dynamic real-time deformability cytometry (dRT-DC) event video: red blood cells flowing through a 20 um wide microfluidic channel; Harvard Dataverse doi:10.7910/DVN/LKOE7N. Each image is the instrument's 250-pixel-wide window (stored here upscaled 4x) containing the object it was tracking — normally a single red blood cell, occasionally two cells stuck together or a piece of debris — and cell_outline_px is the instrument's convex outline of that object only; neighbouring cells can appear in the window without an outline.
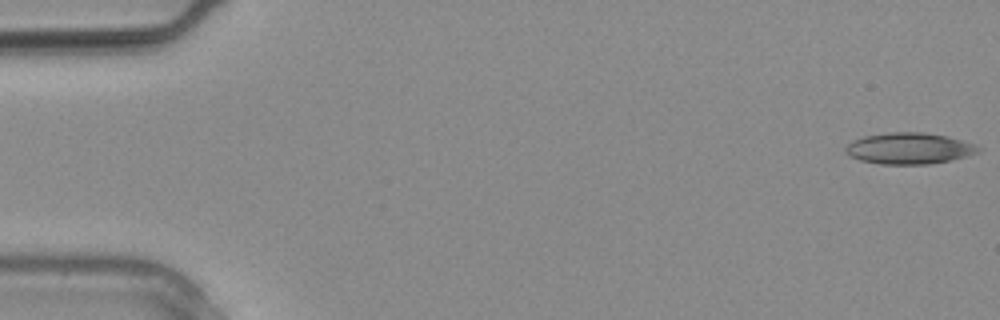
{"species": "common noctule bat (a hibernating species)", "species_latin": "Nyctalus noctula", "temperature_condition": "warm", "stored_images_in_passage": 12, "camera_frame_rate_fps": 3000, "um_per_image_px": 0.085, "animal": {"sex": "male", "body_mass_g": 20.4}, "frame": {"image": 1, "passage_image": 1, "time_ms": 0.0, "image_size_px": [1000, 320], "cell_outline_px": [[980, 148], [976, 152], [968, 156], [928, 164], [880, 164], [860, 160], [848, 156], [844, 152], [844, 148], [852, 140], [864, 136], [888, 132], [924, 132], [948, 136], [976, 144]], "centroid_in_image_um": [77.23, 12.6], "position_along_channel_um": 7.8, "area_um2": 24.28}}
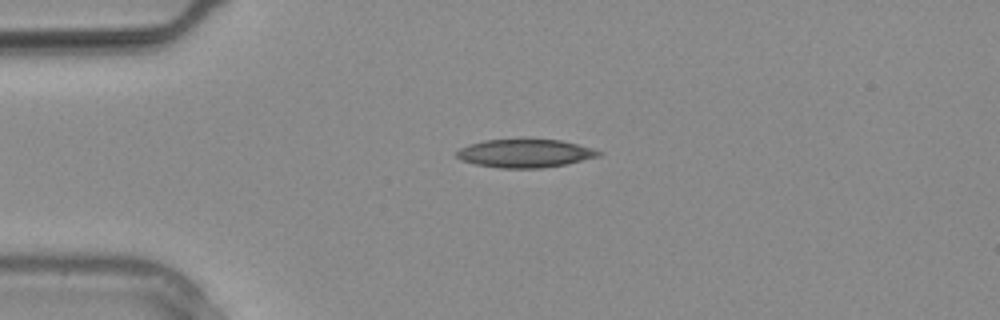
{"frame": {"image": 2, "passage_image": 7, "time_ms": 2.0, "image_size_px": [1000, 320], "cell_outline_px": [[604, 152], [600, 156], [564, 164], [540, 168], [500, 168], [476, 164], [460, 160], [456, 156], [456, 152], [460, 148], [468, 144], [484, 140], [560, 140], [592, 148]], "centroid_in_image_um": [44.6, 13.04], "position_along_channel_um": 40.4, "area_um2": 23.12}}
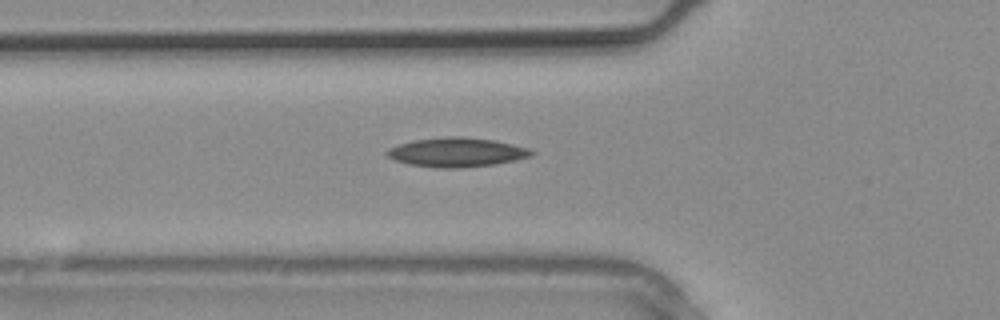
{"frame": {"image": 3, "passage_image": 10, "time_ms": 3.0, "image_size_px": [1000, 320], "cell_outline_px": [[536, 152], [532, 156], [516, 160], [496, 164], [456, 168], [440, 168], [408, 164], [396, 160], [388, 156], [384, 152], [388, 148], [400, 144], [416, 140], [448, 136], [460, 136], [492, 140], [512, 144], [528, 148]], "centroid_in_image_um": [38.84, 12.95], "position_along_channel_um": 87.0, "area_um2": 24.45}}